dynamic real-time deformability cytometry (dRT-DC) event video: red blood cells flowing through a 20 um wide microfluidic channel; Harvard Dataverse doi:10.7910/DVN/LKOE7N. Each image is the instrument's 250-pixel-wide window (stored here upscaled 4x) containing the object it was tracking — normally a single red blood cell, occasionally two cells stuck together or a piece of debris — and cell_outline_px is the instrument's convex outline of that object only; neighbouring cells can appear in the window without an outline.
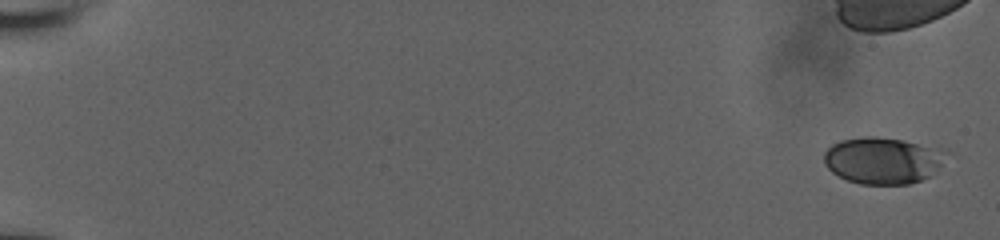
{"species": "human", "species_latin": "Homo sapiens", "temperature_condition": "room temperature", "stored_images_in_passage": 8, "camera_frame_rate_fps": 3000, "um_per_image_px": 0.085, "donor": {"sex": "male"}, "frame": {"image": 1, "passage_image": 1, "time_ms": 0.0, "image_size_px": [1000, 240], "cell_outline_px": [[952, 152], [928, 176], [920, 180], [908, 184], [860, 184], [848, 180], [832, 172], [824, 164], [824, 152], [832, 144], [840, 140], [864, 136], [876, 136], [948, 148]], "centroid_in_image_um": [75.07, 13.61], "position_along_channel_um": 9.9, "area_um2": 33.47}}